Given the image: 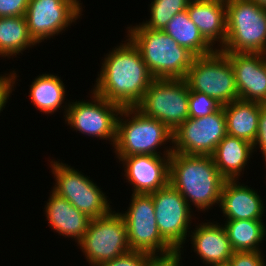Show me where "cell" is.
Masks as SVG:
<instances>
[{
  "mask_svg": "<svg viewBox=\"0 0 266 266\" xmlns=\"http://www.w3.org/2000/svg\"><path fill=\"white\" fill-rule=\"evenodd\" d=\"M50 164L56 182L52 191L58 196L65 198L91 219L104 216L112 210L108 196L88 176L59 161H51Z\"/></svg>",
  "mask_w": 266,
  "mask_h": 266,
  "instance_id": "obj_9",
  "label": "cell"
},
{
  "mask_svg": "<svg viewBox=\"0 0 266 266\" xmlns=\"http://www.w3.org/2000/svg\"><path fill=\"white\" fill-rule=\"evenodd\" d=\"M215 223L202 222L190 235L193 251L206 266L226 263L234 253L223 224Z\"/></svg>",
  "mask_w": 266,
  "mask_h": 266,
  "instance_id": "obj_18",
  "label": "cell"
},
{
  "mask_svg": "<svg viewBox=\"0 0 266 266\" xmlns=\"http://www.w3.org/2000/svg\"><path fill=\"white\" fill-rule=\"evenodd\" d=\"M65 91L63 81L56 74L45 73L33 80L29 96L36 109L45 114H52L63 104Z\"/></svg>",
  "mask_w": 266,
  "mask_h": 266,
  "instance_id": "obj_24",
  "label": "cell"
},
{
  "mask_svg": "<svg viewBox=\"0 0 266 266\" xmlns=\"http://www.w3.org/2000/svg\"><path fill=\"white\" fill-rule=\"evenodd\" d=\"M37 45L29 34L25 16L0 18V56H16Z\"/></svg>",
  "mask_w": 266,
  "mask_h": 266,
  "instance_id": "obj_26",
  "label": "cell"
},
{
  "mask_svg": "<svg viewBox=\"0 0 266 266\" xmlns=\"http://www.w3.org/2000/svg\"><path fill=\"white\" fill-rule=\"evenodd\" d=\"M127 36L139 49L142 59L155 79H184L196 57L163 30H153L141 23L127 28Z\"/></svg>",
  "mask_w": 266,
  "mask_h": 266,
  "instance_id": "obj_3",
  "label": "cell"
},
{
  "mask_svg": "<svg viewBox=\"0 0 266 266\" xmlns=\"http://www.w3.org/2000/svg\"><path fill=\"white\" fill-rule=\"evenodd\" d=\"M227 135L223 106L201 118H188L173 132V152L185 155L212 156Z\"/></svg>",
  "mask_w": 266,
  "mask_h": 266,
  "instance_id": "obj_12",
  "label": "cell"
},
{
  "mask_svg": "<svg viewBox=\"0 0 266 266\" xmlns=\"http://www.w3.org/2000/svg\"><path fill=\"white\" fill-rule=\"evenodd\" d=\"M262 251L234 252L229 263L231 266H266Z\"/></svg>",
  "mask_w": 266,
  "mask_h": 266,
  "instance_id": "obj_30",
  "label": "cell"
},
{
  "mask_svg": "<svg viewBox=\"0 0 266 266\" xmlns=\"http://www.w3.org/2000/svg\"><path fill=\"white\" fill-rule=\"evenodd\" d=\"M92 100L68 102L64 109L65 122L82 134L108 139L114 146L116 140L117 120L122 107L98 96L93 90ZM67 106V107H66Z\"/></svg>",
  "mask_w": 266,
  "mask_h": 266,
  "instance_id": "obj_10",
  "label": "cell"
},
{
  "mask_svg": "<svg viewBox=\"0 0 266 266\" xmlns=\"http://www.w3.org/2000/svg\"><path fill=\"white\" fill-rule=\"evenodd\" d=\"M156 223L161 237L174 249L181 250L185 243L193 212L180 192L170 183L151 193ZM192 212V214H191ZM182 248V249H181Z\"/></svg>",
  "mask_w": 266,
  "mask_h": 266,
  "instance_id": "obj_13",
  "label": "cell"
},
{
  "mask_svg": "<svg viewBox=\"0 0 266 266\" xmlns=\"http://www.w3.org/2000/svg\"><path fill=\"white\" fill-rule=\"evenodd\" d=\"M130 203L127 211L121 214L126 222L127 240L131 251H141L150 255L174 251L159 233L152 195L132 193Z\"/></svg>",
  "mask_w": 266,
  "mask_h": 266,
  "instance_id": "obj_11",
  "label": "cell"
},
{
  "mask_svg": "<svg viewBox=\"0 0 266 266\" xmlns=\"http://www.w3.org/2000/svg\"><path fill=\"white\" fill-rule=\"evenodd\" d=\"M150 254L141 251H130L113 260L99 264L98 266H145Z\"/></svg>",
  "mask_w": 266,
  "mask_h": 266,
  "instance_id": "obj_29",
  "label": "cell"
},
{
  "mask_svg": "<svg viewBox=\"0 0 266 266\" xmlns=\"http://www.w3.org/2000/svg\"><path fill=\"white\" fill-rule=\"evenodd\" d=\"M187 13L203 38L213 47L226 43V0L190 1Z\"/></svg>",
  "mask_w": 266,
  "mask_h": 266,
  "instance_id": "obj_19",
  "label": "cell"
},
{
  "mask_svg": "<svg viewBox=\"0 0 266 266\" xmlns=\"http://www.w3.org/2000/svg\"><path fill=\"white\" fill-rule=\"evenodd\" d=\"M259 146L262 157L266 155V103H261L260 116L258 121V130L253 149Z\"/></svg>",
  "mask_w": 266,
  "mask_h": 266,
  "instance_id": "obj_34",
  "label": "cell"
},
{
  "mask_svg": "<svg viewBox=\"0 0 266 266\" xmlns=\"http://www.w3.org/2000/svg\"><path fill=\"white\" fill-rule=\"evenodd\" d=\"M223 109L227 134L253 144L257 136L261 103L239 99L224 105Z\"/></svg>",
  "mask_w": 266,
  "mask_h": 266,
  "instance_id": "obj_22",
  "label": "cell"
},
{
  "mask_svg": "<svg viewBox=\"0 0 266 266\" xmlns=\"http://www.w3.org/2000/svg\"><path fill=\"white\" fill-rule=\"evenodd\" d=\"M223 227L234 252L261 251L259 244L266 235L263 219L226 220Z\"/></svg>",
  "mask_w": 266,
  "mask_h": 266,
  "instance_id": "obj_25",
  "label": "cell"
},
{
  "mask_svg": "<svg viewBox=\"0 0 266 266\" xmlns=\"http://www.w3.org/2000/svg\"><path fill=\"white\" fill-rule=\"evenodd\" d=\"M163 153V157L157 155L117 156L125 167L126 180L134 188L133 194H151L169 184L172 146H169Z\"/></svg>",
  "mask_w": 266,
  "mask_h": 266,
  "instance_id": "obj_15",
  "label": "cell"
},
{
  "mask_svg": "<svg viewBox=\"0 0 266 266\" xmlns=\"http://www.w3.org/2000/svg\"><path fill=\"white\" fill-rule=\"evenodd\" d=\"M184 80L190 91L205 93L222 106L239 100L230 60L220 50L195 57Z\"/></svg>",
  "mask_w": 266,
  "mask_h": 266,
  "instance_id": "obj_7",
  "label": "cell"
},
{
  "mask_svg": "<svg viewBox=\"0 0 266 266\" xmlns=\"http://www.w3.org/2000/svg\"><path fill=\"white\" fill-rule=\"evenodd\" d=\"M190 0H152L150 19L141 24L153 30H164L168 22L177 14L187 10Z\"/></svg>",
  "mask_w": 266,
  "mask_h": 266,
  "instance_id": "obj_27",
  "label": "cell"
},
{
  "mask_svg": "<svg viewBox=\"0 0 266 266\" xmlns=\"http://www.w3.org/2000/svg\"><path fill=\"white\" fill-rule=\"evenodd\" d=\"M78 246L92 266L130 252L127 226L121 212L111 210L104 216L91 219Z\"/></svg>",
  "mask_w": 266,
  "mask_h": 266,
  "instance_id": "obj_8",
  "label": "cell"
},
{
  "mask_svg": "<svg viewBox=\"0 0 266 266\" xmlns=\"http://www.w3.org/2000/svg\"><path fill=\"white\" fill-rule=\"evenodd\" d=\"M234 71L239 99L266 103V54L224 53Z\"/></svg>",
  "mask_w": 266,
  "mask_h": 266,
  "instance_id": "obj_16",
  "label": "cell"
},
{
  "mask_svg": "<svg viewBox=\"0 0 266 266\" xmlns=\"http://www.w3.org/2000/svg\"><path fill=\"white\" fill-rule=\"evenodd\" d=\"M237 180H225L219 207L227 220L262 219L265 204L257 192ZM251 188V189H250Z\"/></svg>",
  "mask_w": 266,
  "mask_h": 266,
  "instance_id": "obj_17",
  "label": "cell"
},
{
  "mask_svg": "<svg viewBox=\"0 0 266 266\" xmlns=\"http://www.w3.org/2000/svg\"><path fill=\"white\" fill-rule=\"evenodd\" d=\"M172 141L173 133L161 121L143 115L135 107H125L120 111L114 143L117 156H161L162 153L157 150L166 142L171 144Z\"/></svg>",
  "mask_w": 266,
  "mask_h": 266,
  "instance_id": "obj_4",
  "label": "cell"
},
{
  "mask_svg": "<svg viewBox=\"0 0 266 266\" xmlns=\"http://www.w3.org/2000/svg\"><path fill=\"white\" fill-rule=\"evenodd\" d=\"M30 0H0V18L24 16Z\"/></svg>",
  "mask_w": 266,
  "mask_h": 266,
  "instance_id": "obj_31",
  "label": "cell"
},
{
  "mask_svg": "<svg viewBox=\"0 0 266 266\" xmlns=\"http://www.w3.org/2000/svg\"><path fill=\"white\" fill-rule=\"evenodd\" d=\"M223 53L266 54V9L251 0H226Z\"/></svg>",
  "mask_w": 266,
  "mask_h": 266,
  "instance_id": "obj_5",
  "label": "cell"
},
{
  "mask_svg": "<svg viewBox=\"0 0 266 266\" xmlns=\"http://www.w3.org/2000/svg\"><path fill=\"white\" fill-rule=\"evenodd\" d=\"M190 1H209V0H190Z\"/></svg>",
  "mask_w": 266,
  "mask_h": 266,
  "instance_id": "obj_37",
  "label": "cell"
},
{
  "mask_svg": "<svg viewBox=\"0 0 266 266\" xmlns=\"http://www.w3.org/2000/svg\"><path fill=\"white\" fill-rule=\"evenodd\" d=\"M79 0H30L25 12L30 36L39 44L48 40L82 15Z\"/></svg>",
  "mask_w": 266,
  "mask_h": 266,
  "instance_id": "obj_14",
  "label": "cell"
},
{
  "mask_svg": "<svg viewBox=\"0 0 266 266\" xmlns=\"http://www.w3.org/2000/svg\"><path fill=\"white\" fill-rule=\"evenodd\" d=\"M251 1L255 2L261 8L266 9V0H251Z\"/></svg>",
  "mask_w": 266,
  "mask_h": 266,
  "instance_id": "obj_35",
  "label": "cell"
},
{
  "mask_svg": "<svg viewBox=\"0 0 266 266\" xmlns=\"http://www.w3.org/2000/svg\"><path fill=\"white\" fill-rule=\"evenodd\" d=\"M7 75V76H6ZM17 74L13 71L5 76L0 75V113L4 110L16 82Z\"/></svg>",
  "mask_w": 266,
  "mask_h": 266,
  "instance_id": "obj_33",
  "label": "cell"
},
{
  "mask_svg": "<svg viewBox=\"0 0 266 266\" xmlns=\"http://www.w3.org/2000/svg\"><path fill=\"white\" fill-rule=\"evenodd\" d=\"M253 151L252 143L227 134L217 145L212 158L226 180H239Z\"/></svg>",
  "mask_w": 266,
  "mask_h": 266,
  "instance_id": "obj_21",
  "label": "cell"
},
{
  "mask_svg": "<svg viewBox=\"0 0 266 266\" xmlns=\"http://www.w3.org/2000/svg\"><path fill=\"white\" fill-rule=\"evenodd\" d=\"M222 105L205 93L189 92V118H201L217 111Z\"/></svg>",
  "mask_w": 266,
  "mask_h": 266,
  "instance_id": "obj_28",
  "label": "cell"
},
{
  "mask_svg": "<svg viewBox=\"0 0 266 266\" xmlns=\"http://www.w3.org/2000/svg\"><path fill=\"white\" fill-rule=\"evenodd\" d=\"M189 92L184 79H154L135 108L173 133L189 118Z\"/></svg>",
  "mask_w": 266,
  "mask_h": 266,
  "instance_id": "obj_6",
  "label": "cell"
},
{
  "mask_svg": "<svg viewBox=\"0 0 266 266\" xmlns=\"http://www.w3.org/2000/svg\"><path fill=\"white\" fill-rule=\"evenodd\" d=\"M163 31L196 57L207 56L218 50L203 38L197 26L189 18L187 10L177 13Z\"/></svg>",
  "mask_w": 266,
  "mask_h": 266,
  "instance_id": "obj_23",
  "label": "cell"
},
{
  "mask_svg": "<svg viewBox=\"0 0 266 266\" xmlns=\"http://www.w3.org/2000/svg\"><path fill=\"white\" fill-rule=\"evenodd\" d=\"M225 178L218 171L212 156L185 155L173 152L170 156L169 183L201 211L220 205Z\"/></svg>",
  "mask_w": 266,
  "mask_h": 266,
  "instance_id": "obj_2",
  "label": "cell"
},
{
  "mask_svg": "<svg viewBox=\"0 0 266 266\" xmlns=\"http://www.w3.org/2000/svg\"><path fill=\"white\" fill-rule=\"evenodd\" d=\"M211 266H231V264L229 262H226V263L214 264Z\"/></svg>",
  "mask_w": 266,
  "mask_h": 266,
  "instance_id": "obj_36",
  "label": "cell"
},
{
  "mask_svg": "<svg viewBox=\"0 0 266 266\" xmlns=\"http://www.w3.org/2000/svg\"><path fill=\"white\" fill-rule=\"evenodd\" d=\"M105 56L93 91L120 107H135L155 79L128 37Z\"/></svg>",
  "mask_w": 266,
  "mask_h": 266,
  "instance_id": "obj_1",
  "label": "cell"
},
{
  "mask_svg": "<svg viewBox=\"0 0 266 266\" xmlns=\"http://www.w3.org/2000/svg\"><path fill=\"white\" fill-rule=\"evenodd\" d=\"M181 254V250H174L167 254L150 255L145 266H180ZM181 266L183 265L181 264Z\"/></svg>",
  "mask_w": 266,
  "mask_h": 266,
  "instance_id": "obj_32",
  "label": "cell"
},
{
  "mask_svg": "<svg viewBox=\"0 0 266 266\" xmlns=\"http://www.w3.org/2000/svg\"><path fill=\"white\" fill-rule=\"evenodd\" d=\"M51 193L44 208L49 226L64 237L75 239L78 244L83 239L91 218L65 198L58 196L52 190Z\"/></svg>",
  "mask_w": 266,
  "mask_h": 266,
  "instance_id": "obj_20",
  "label": "cell"
}]
</instances>
